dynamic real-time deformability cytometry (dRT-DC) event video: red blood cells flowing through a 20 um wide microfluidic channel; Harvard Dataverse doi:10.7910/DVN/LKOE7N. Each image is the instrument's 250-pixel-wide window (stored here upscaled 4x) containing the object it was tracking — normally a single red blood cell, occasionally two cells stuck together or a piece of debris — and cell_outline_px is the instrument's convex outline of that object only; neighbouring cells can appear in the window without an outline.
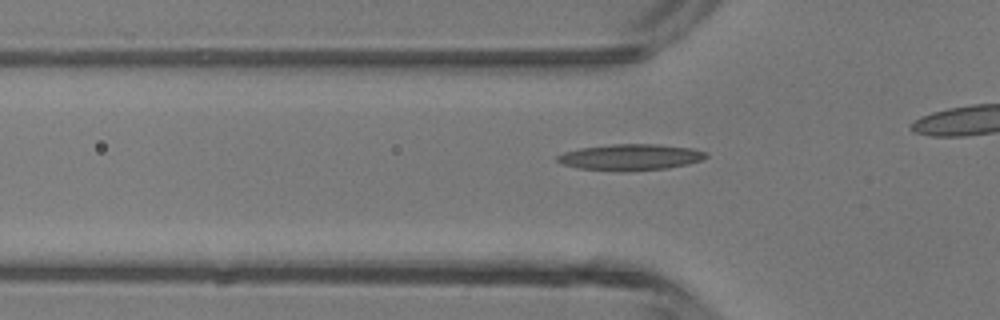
{"species": "common noctule bat (a hibernating species)", "species_latin": "Nyctalus noctula", "temperature_condition": "room temperature", "stored_images_in_passage": 37, "camera_frame_rate_fps": 3000, "um_per_image_px": 0.085, "animal": {"sex": "male", "body_mass_g": 13.3}, "frame": {"image": 1, "passage_image": 15, "time_ms": 4.667, "image_size_px": [1000, 320], "cell_outline_px": [[708, 156], [700, 160], [688, 164], [668, 168], [624, 172], [620, 172], [580, 168], [564, 164], [556, 160], [556, 156], [564, 152], [580, 148], [612, 144], [656, 144], [692, 148], [708, 152]], "centroid_in_image_um": [53.61, 13.36], "position_along_channel_um": 72.2, "area_um2": 22.77}}
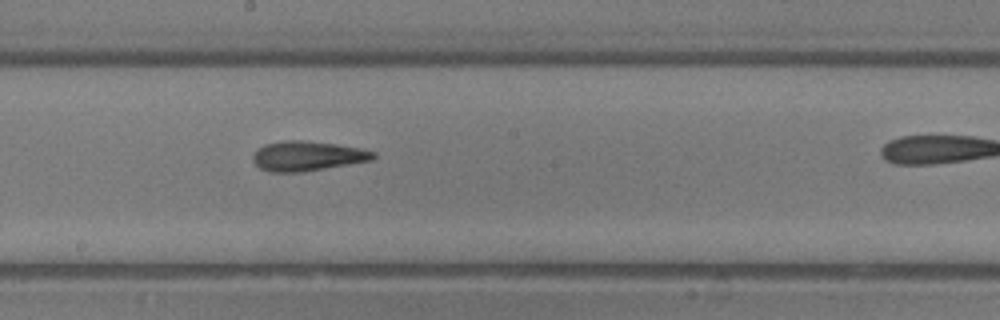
{"frame": {"image": 2, "passage_image": 25, "time_ms": 8.0, "image_size_px": [1000, 320], "cell_outline_px": [[376, 156], [372, 160], [300, 172], [272, 172], [260, 168], [252, 160], [252, 152], [256, 148], [264, 144], [284, 140], [300, 140], [336, 144], [376, 152]], "centroid_in_image_um": [26.05, 13.25], "position_along_channel_um": 222.1, "area_um2": 20.75}}
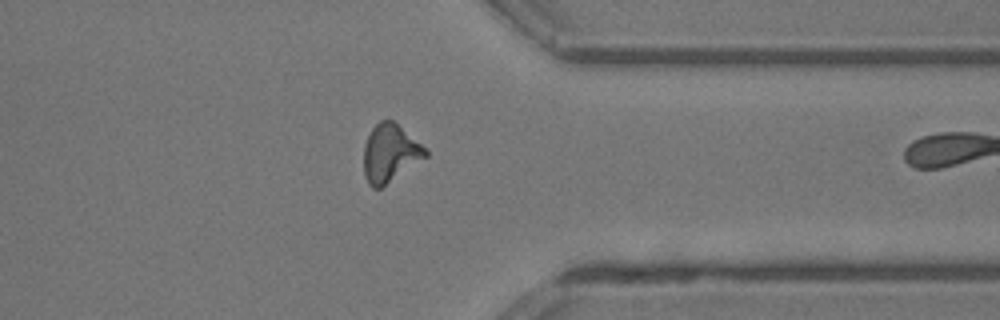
{"frame": {"image": 3, "passage_image": 36, "time_ms": 11.667, "image_size_px": [1000, 320], "cell_outline_px": [[428, 156], [380, 188], [372, 188], [368, 184], [364, 176], [364, 144], [372, 128], [380, 120], [392, 120], [428, 148]], "centroid_in_image_um": [33.16, 13.02], "position_along_channel_um": 378.2, "area_um2": 20.81}}